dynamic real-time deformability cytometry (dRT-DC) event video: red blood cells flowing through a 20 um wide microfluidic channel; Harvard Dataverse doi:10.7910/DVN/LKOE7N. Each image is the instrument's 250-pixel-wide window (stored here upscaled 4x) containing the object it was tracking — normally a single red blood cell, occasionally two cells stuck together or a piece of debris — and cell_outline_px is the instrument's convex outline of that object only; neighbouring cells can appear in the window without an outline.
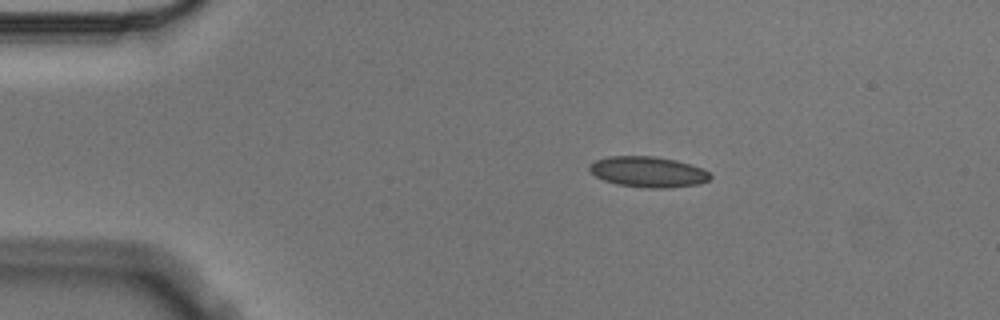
{"species": "Egyptian fruit bat (a non-hibernating species)", "species_latin": "Rousettus aegyptiacus", "temperature_condition": "cold", "stored_images_in_passage": 4, "camera_frame_rate_fps": 3000, "um_per_image_px": 0.085, "animal": {"sex": "male"}, "frame": {"image": 1, "passage_image": 1, "time_ms": 0.0, "image_size_px": [1000, 320], "cell_outline_px": [[712, 176], [708, 180], [700, 184], [668, 188], [644, 188], [616, 184], [604, 180], [588, 172], [588, 164], [596, 160], [608, 156], [656, 156], [676, 160], [700, 168], [708, 172]], "centroid_in_image_um": [55.04, 14.61], "position_along_channel_um": 30.0, "area_um2": 21.73}}
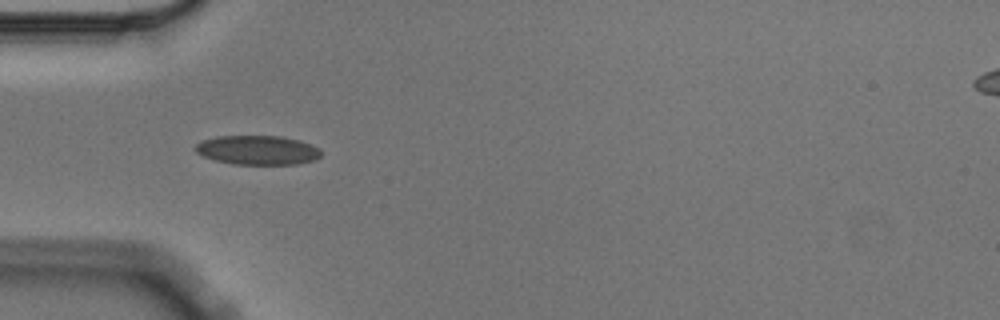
{"frame": {"image": 2, "passage_image": 3, "time_ms": 0.667, "image_size_px": [1000, 320], "cell_outline_px": [[320, 156], [316, 160], [300, 164], [236, 164], [216, 160], [204, 156], [196, 152], [196, 144], [204, 140], [216, 136], [280, 136], [300, 140], [312, 144], [320, 148]], "centroid_in_image_um": [21.96, 12.75], "position_along_channel_um": 63.0, "area_um2": 21.39}}
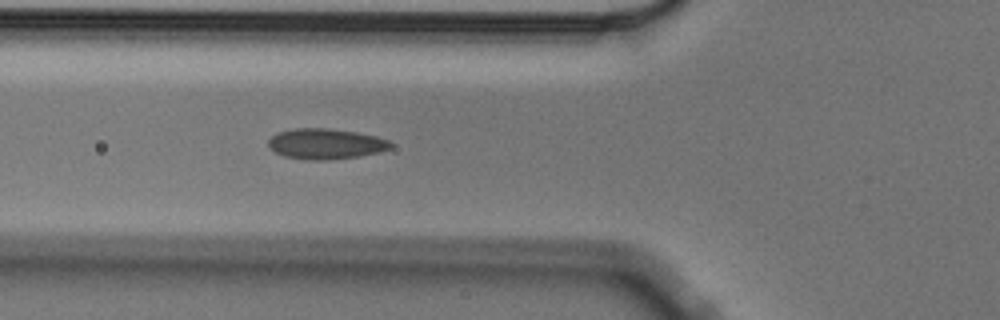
{"frame": {"image": 3, "passage_image": 4, "time_ms": 1.0, "image_size_px": [1000, 320], "cell_outline_px": [[392, 148], [360, 156], [328, 160], [312, 160], [284, 156], [276, 152], [268, 144], [268, 140], [276, 132], [292, 128], [328, 128], [356, 132], [376, 136], [388, 140], [392, 144]], "centroid_in_image_um": [27.67, 12.21], "position_along_channel_um": 98.1, "area_um2": 21.68}}